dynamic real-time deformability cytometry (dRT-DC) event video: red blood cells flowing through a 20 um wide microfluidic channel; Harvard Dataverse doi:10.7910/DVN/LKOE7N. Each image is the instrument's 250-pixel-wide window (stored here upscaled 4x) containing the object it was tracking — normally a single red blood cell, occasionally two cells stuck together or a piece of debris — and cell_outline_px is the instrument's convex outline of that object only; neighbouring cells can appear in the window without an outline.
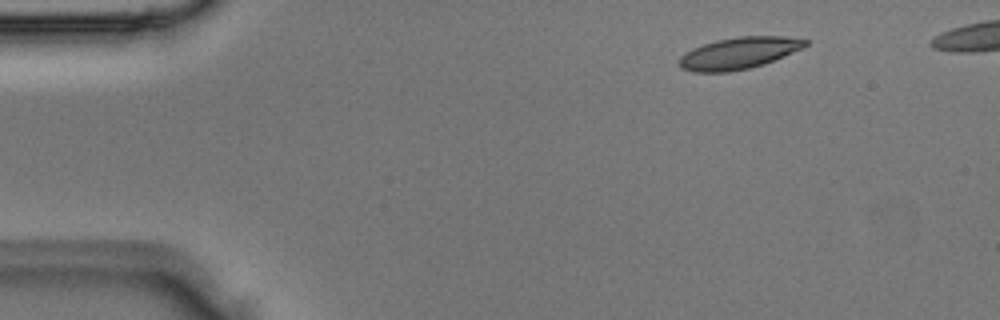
{"species": "Egyptian fruit bat (a non-hibernating species)", "species_latin": "Rousettus aegyptiacus", "temperature_condition": "room temperature", "stored_images_in_passage": 3, "camera_frame_rate_fps": 3000, "um_per_image_px": 0.085, "animal": {"sex": "male"}, "frame": {"image": 1, "passage_image": 1, "time_ms": 0.0, "image_size_px": [1000, 320], "cell_outline_px": [[808, 44], [804, 48], [764, 64], [748, 68], [728, 72], [692, 72], [680, 68], [680, 56], [684, 52], [692, 48], [716, 40], [740, 36], [784, 36], [808, 40]], "centroid_in_image_um": [62.8, 4.51], "position_along_channel_um": 22.2, "area_um2": 23.35}}